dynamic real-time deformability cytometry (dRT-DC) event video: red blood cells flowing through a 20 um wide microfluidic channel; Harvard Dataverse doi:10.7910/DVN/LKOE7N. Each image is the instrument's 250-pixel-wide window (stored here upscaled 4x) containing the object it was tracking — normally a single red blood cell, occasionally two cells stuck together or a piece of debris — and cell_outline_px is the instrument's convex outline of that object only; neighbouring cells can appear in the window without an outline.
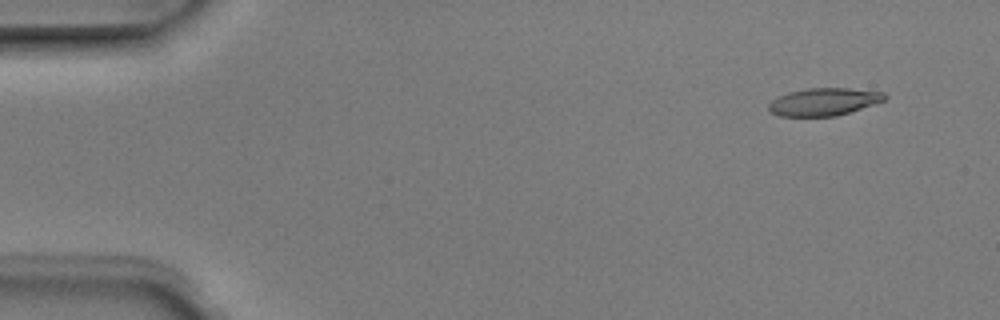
{"species": "Egyptian fruit bat (a non-hibernating species)", "species_latin": "Rousettus aegyptiacus", "temperature_condition": "room temperature", "stored_images_in_passage": 2, "camera_frame_rate_fps": 3000, "um_per_image_px": 0.085, "animal": {"sex": "male"}, "frame": {"image": 1, "passage_image": 1, "time_ms": 0.0, "image_size_px": [1000, 320], "cell_outline_px": [[888, 96], [884, 100], [836, 116], [780, 116], [768, 112], [768, 104], [772, 100], [788, 92], [808, 88], [848, 88], [884, 92]], "centroid_in_image_um": [69.99, 8.65], "position_along_channel_um": 15.0, "area_um2": 18.5}}